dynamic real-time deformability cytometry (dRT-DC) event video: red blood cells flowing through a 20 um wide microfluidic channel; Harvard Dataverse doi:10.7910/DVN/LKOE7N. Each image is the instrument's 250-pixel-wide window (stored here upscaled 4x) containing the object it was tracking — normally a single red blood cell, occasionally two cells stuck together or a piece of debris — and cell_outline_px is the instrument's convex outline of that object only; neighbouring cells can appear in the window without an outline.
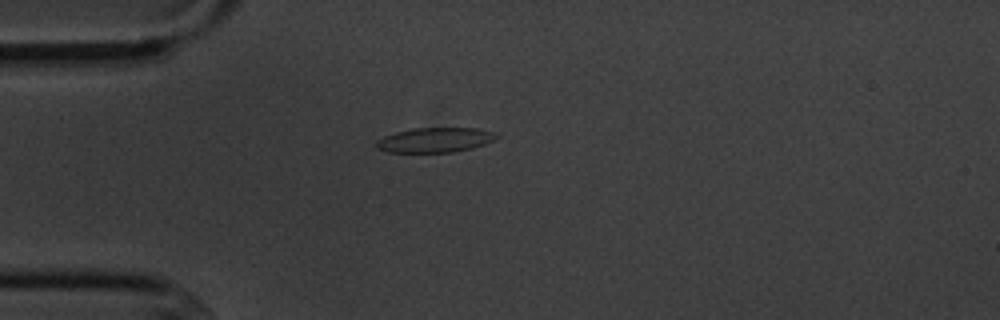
{"species": "common noctule bat (a hibernating species)", "species_latin": "Nyctalus noctula", "temperature_condition": "cold", "stored_images_in_passage": 1, "camera_frame_rate_fps": 3000, "um_per_image_px": 0.085, "animal": {"sex": "male", "body_mass_g": 20.1, "forearm_length_mm": 53.5}, "frame": {"image": 1, "passage_image": 1, "time_ms": 0.0, "image_size_px": [1000, 320], "cell_outline_px": [[500, 136], [484, 144], [472, 148], [452, 152], [388, 152], [376, 148], [376, 140], [384, 136], [396, 132], [412, 128], [476, 128], [496, 132]], "centroid_in_image_um": [36.97, 11.89], "position_along_channel_um": 48.0, "area_um2": 17.34}}